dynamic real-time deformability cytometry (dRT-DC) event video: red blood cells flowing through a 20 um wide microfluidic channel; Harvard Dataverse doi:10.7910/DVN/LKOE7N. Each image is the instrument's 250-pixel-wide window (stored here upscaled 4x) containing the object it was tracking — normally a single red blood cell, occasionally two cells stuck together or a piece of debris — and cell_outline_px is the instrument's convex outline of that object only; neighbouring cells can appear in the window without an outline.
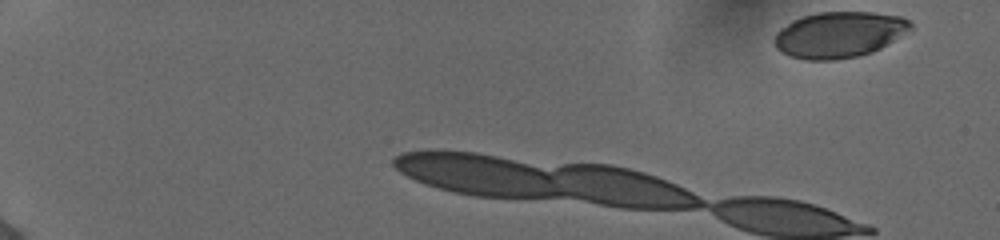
{"species": "human", "species_latin": "Homo sapiens", "temperature_condition": "cold", "stored_images_in_passage": 5, "camera_frame_rate_fps": 3000, "um_per_image_px": 0.085, "donor": {"sex": "female"}, "frame": {"image": 1, "passage_image": 1, "time_ms": 0.0, "image_size_px": [1000, 240], "cell_outline_px": [[912, 28], [880, 48], [872, 52], [860, 56], [836, 60], [804, 60], [788, 56], [776, 48], [772, 40], [776, 32], [780, 28], [792, 20], [816, 12], [872, 12], [900, 16], [908, 20], [912, 24]], "centroid_in_image_um": [71.27, 2.95], "position_along_channel_um": 13.7, "area_um2": 36.65}}